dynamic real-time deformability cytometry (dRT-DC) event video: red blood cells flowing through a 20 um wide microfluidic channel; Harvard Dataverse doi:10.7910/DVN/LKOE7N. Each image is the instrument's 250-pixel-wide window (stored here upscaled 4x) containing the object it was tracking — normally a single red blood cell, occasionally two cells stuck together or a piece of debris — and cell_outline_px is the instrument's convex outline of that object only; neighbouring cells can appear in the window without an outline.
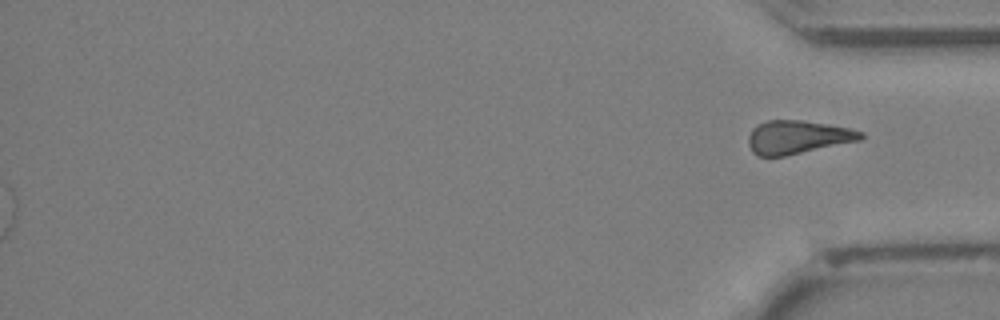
{"species": "Egyptian fruit bat (a non-hibernating species)", "species_latin": "Rousettus aegyptiacus", "temperature_condition": "cold", "stored_images_in_passage": 44, "segment_of_instrument_passage": [2, 2], "camera_frame_rate_fps": 3000, "um_per_image_px": 0.085, "animal": {"sex": "female"}, "frame": {"image": 1, "passage_image": 44, "time_ms": 14.333, "image_size_px": [1000, 320], "cell_outline_px": [[864, 136], [860, 140], [784, 156], [756, 156], [752, 152], [748, 144], [748, 136], [752, 128], [756, 124], [768, 120], [800, 120], [828, 124], [848, 128], [864, 132]], "centroid_in_image_um": [67.75, 11.65], "position_along_channel_um": 367.4, "area_um2": 21.85}}